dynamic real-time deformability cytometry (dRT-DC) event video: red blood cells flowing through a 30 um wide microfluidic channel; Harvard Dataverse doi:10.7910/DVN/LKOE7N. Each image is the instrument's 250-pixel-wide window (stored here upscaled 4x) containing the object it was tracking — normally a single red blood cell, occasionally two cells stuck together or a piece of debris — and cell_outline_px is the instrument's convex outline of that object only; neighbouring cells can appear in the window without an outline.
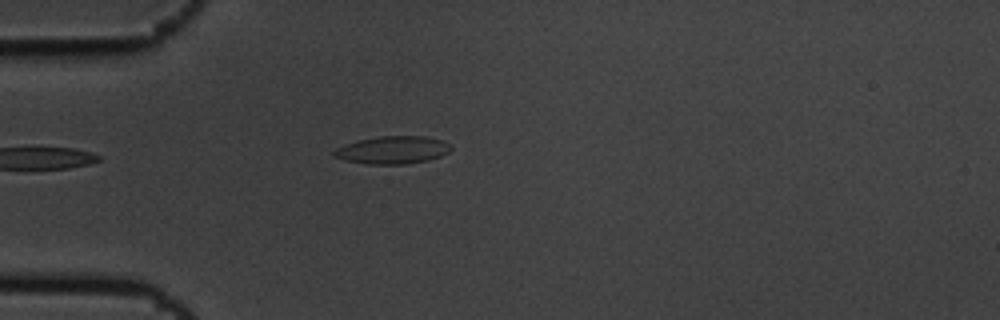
{"species": "common noctule bat (a hibernating species)", "species_latin": "Nyctalus noctula", "temperature_condition": "cold", "stored_images_in_passage": 4, "camera_frame_rate_fps": 3000, "um_per_image_px": 0.085, "animal": {"sex": "male", "body_mass_g": 19.5, "forearm_length_mm": 54.6}, "frame": {"image": 1, "passage_image": 4, "time_ms": 1.0, "image_size_px": [1000, 320], "cell_outline_px": [[452, 148], [448, 152], [440, 156], [428, 160], [404, 164], [368, 164], [344, 160], [332, 156], [332, 152], [336, 148], [344, 144], [360, 140], [380, 136], [424, 136], [440, 140], [452, 144]], "centroid_in_image_um": [33.36, 12.75], "position_along_channel_um": 51.6, "area_um2": 18.84}}